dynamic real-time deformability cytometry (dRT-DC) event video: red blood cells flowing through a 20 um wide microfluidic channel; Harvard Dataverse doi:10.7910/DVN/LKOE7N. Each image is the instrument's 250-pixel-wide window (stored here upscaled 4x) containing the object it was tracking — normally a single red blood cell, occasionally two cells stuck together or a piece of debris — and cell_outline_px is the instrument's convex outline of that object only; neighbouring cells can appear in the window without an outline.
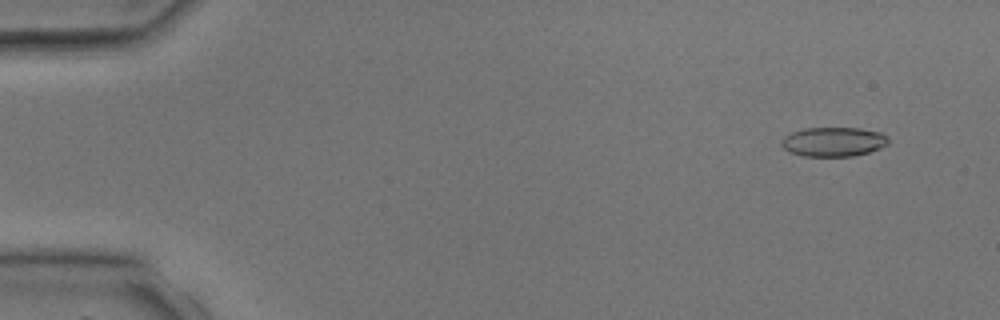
{"species": "common noctule bat (a hibernating species)", "species_latin": "Nyctalus noctula", "temperature_condition": "room temperature", "stored_images_in_passage": 4, "camera_frame_rate_fps": 3000, "um_per_image_px": 0.085, "animal": {"sex": "male", "body_mass_g": 17.9, "forearm_length_mm": 54.2}, "frame": {"image": 1, "passage_image": 1, "time_ms": 0.0, "image_size_px": [1000, 320], "cell_outline_px": [[888, 144], [880, 148], [868, 152], [852, 156], [800, 156], [788, 152], [780, 144], [780, 140], [784, 136], [792, 132], [804, 128], [860, 128], [880, 132], [888, 136]], "centroid_in_image_um": [70.81, 12.05], "position_along_channel_um": 14.2, "area_um2": 18.44}}